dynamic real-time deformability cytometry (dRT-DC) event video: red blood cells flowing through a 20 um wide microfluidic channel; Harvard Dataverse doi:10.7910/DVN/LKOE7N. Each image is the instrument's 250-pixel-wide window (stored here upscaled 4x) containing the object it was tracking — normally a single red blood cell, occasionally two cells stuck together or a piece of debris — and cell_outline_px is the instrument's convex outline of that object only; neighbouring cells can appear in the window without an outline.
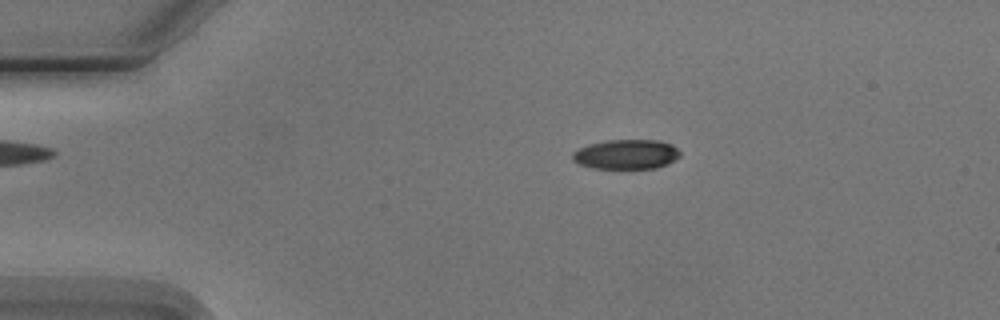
{"species": "Egyptian fruit bat (a non-hibernating species)", "species_latin": "Rousettus aegyptiacus", "temperature_condition": "cold", "stored_images_in_passage": 9, "camera_frame_rate_fps": 3000, "um_per_image_px": 0.085, "animal": {"sex": "male"}, "frame": {"image": 1, "passage_image": 2, "time_ms": 1.0, "image_size_px": [1000, 320], "cell_outline_px": [[680, 156], [656, 168], [592, 168], [580, 164], [572, 160], [572, 152], [588, 144], [608, 140], [656, 140], [672, 144], [680, 152]], "centroid_in_image_um": [53.2, 13.11], "position_along_channel_um": 31.8, "area_um2": 18.38}}
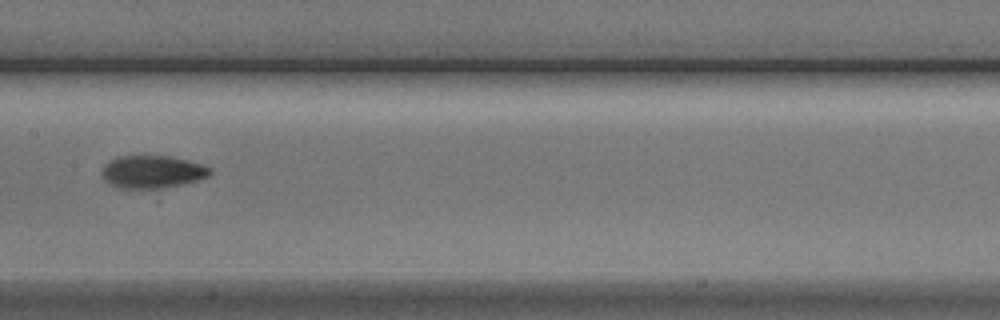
{"frame": {"image": 2, "passage_image": 6, "time_ms": 6.667, "image_size_px": [1000, 320], "cell_outline_px": [[212, 172], [208, 176], [196, 180], [164, 188], [116, 188], [104, 180], [104, 168], [112, 160], [120, 156], [168, 156], [188, 160], [212, 168]], "centroid_in_image_um": [12.98, 14.61], "position_along_channel_um": 194.4, "area_um2": 20.17}}
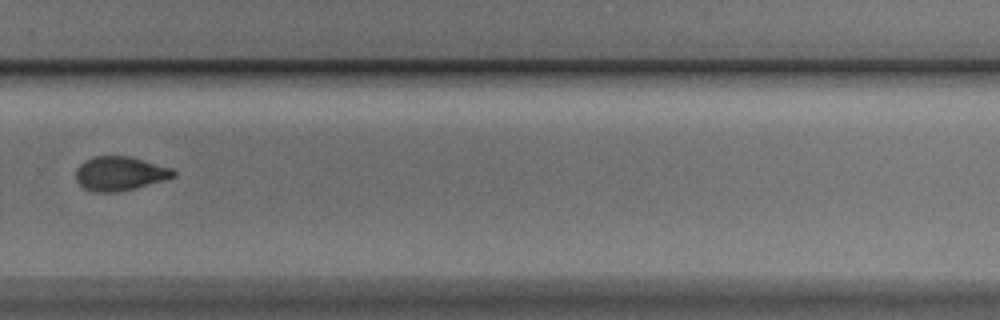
{"frame": {"image": 3, "passage_image": 9, "time_ms": 10.0, "image_size_px": [1000, 320], "cell_outline_px": [[176, 176], [164, 180], [136, 188], [120, 192], [92, 192], [84, 188], [76, 180], [76, 168], [84, 160], [92, 156], [128, 156], [144, 160], [172, 168], [176, 172]], "centroid_in_image_um": [10.17, 14.75], "position_along_channel_um": 319.6, "area_um2": 19.54}}